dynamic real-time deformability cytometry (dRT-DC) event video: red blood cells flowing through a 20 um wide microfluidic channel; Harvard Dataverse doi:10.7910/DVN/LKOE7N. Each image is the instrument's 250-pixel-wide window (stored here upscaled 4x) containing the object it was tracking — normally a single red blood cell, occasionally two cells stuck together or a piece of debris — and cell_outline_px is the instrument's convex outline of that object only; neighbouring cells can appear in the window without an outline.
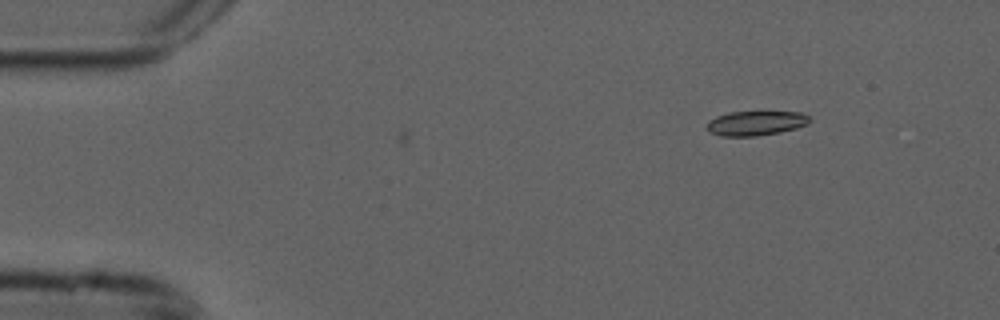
{"species": "common noctule bat (a hibernating species)", "species_latin": "Nyctalus noctula", "temperature_condition": "cold", "stored_images_in_passage": 2, "camera_frame_rate_fps": 3000, "um_per_image_px": 0.085, "animal": {"sex": "male", "forearm_length_mm": 52.5}, "frame": {"image": 1, "passage_image": 2, "time_ms": 0.333, "image_size_px": [1000, 320], "cell_outline_px": [[812, 120], [808, 124], [796, 128], [780, 132], [756, 136], [720, 136], [708, 132], [704, 128], [708, 120], [716, 116], [728, 112], [804, 112]], "centroid_in_image_um": [64.2, 10.47], "position_along_channel_um": 20.8, "area_um2": 14.97}}